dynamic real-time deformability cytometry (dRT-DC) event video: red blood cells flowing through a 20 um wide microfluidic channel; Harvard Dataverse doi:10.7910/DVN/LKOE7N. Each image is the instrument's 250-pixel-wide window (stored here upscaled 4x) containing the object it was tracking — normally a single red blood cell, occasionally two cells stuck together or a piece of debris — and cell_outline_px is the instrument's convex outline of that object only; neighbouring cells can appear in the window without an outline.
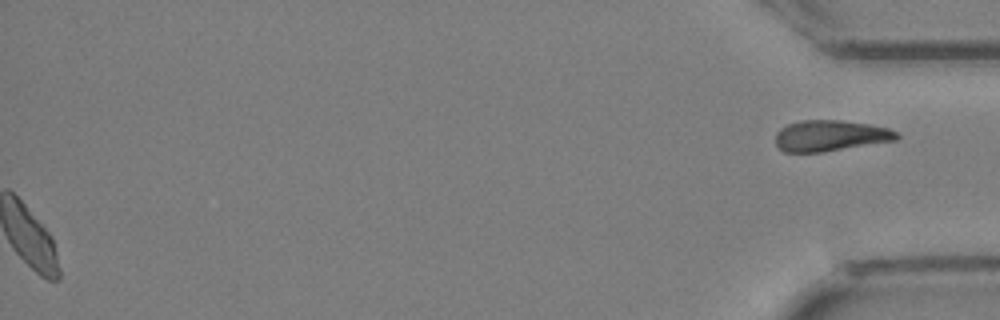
{"species": "Egyptian fruit bat (a non-hibernating species)", "species_latin": "Rousettus aegyptiacus", "temperature_condition": "cold", "stored_images_in_passage": 35, "segment_of_instrument_passage": [2, 2], "camera_frame_rate_fps": 3000, "um_per_image_px": 0.085, "animal": {"sex": "female"}, "frame": {"image": 1, "passage_image": 35, "time_ms": 11.333, "image_size_px": [1000, 320], "cell_outline_px": [[900, 136], [896, 140], [824, 152], [784, 152], [776, 144], [776, 132], [780, 128], [788, 124], [800, 120], [840, 120], [868, 124], [888, 128], [896, 132]], "centroid_in_image_um": [70.56, 11.53], "position_along_channel_um": 364.6, "area_um2": 21.85}}